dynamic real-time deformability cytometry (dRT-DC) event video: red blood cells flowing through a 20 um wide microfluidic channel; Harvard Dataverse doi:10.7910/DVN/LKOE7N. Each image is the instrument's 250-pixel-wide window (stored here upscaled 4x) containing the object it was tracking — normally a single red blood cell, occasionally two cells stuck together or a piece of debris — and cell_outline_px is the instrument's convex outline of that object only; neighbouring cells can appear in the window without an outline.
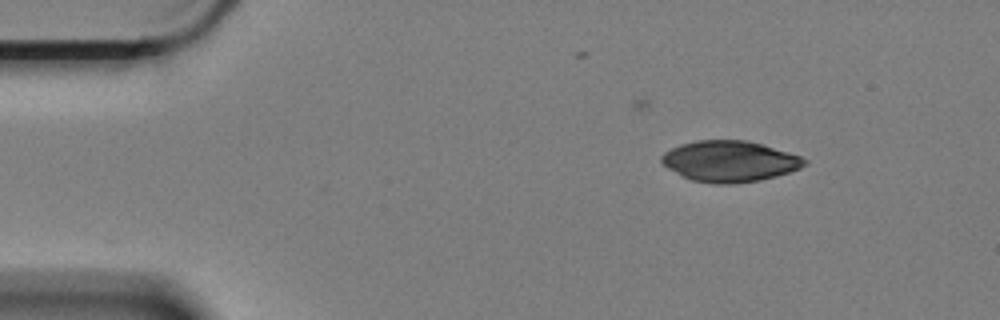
{"species": "Egyptian fruit bat (a non-hibernating species)", "species_latin": "Rousettus aegyptiacus", "temperature_condition": "cold", "stored_images_in_passage": 7, "camera_frame_rate_fps": 3000, "um_per_image_px": 0.085, "animal": {"sex": "female"}, "frame": {"image": 1, "passage_image": 1, "time_ms": 0.0, "image_size_px": [1000, 320], "cell_outline_px": [[808, 164], [800, 168], [776, 176], [760, 180], [732, 184], [716, 184], [692, 180], [668, 168], [660, 160], [660, 156], [664, 152], [680, 144], [696, 140], [748, 140], [788, 152], [800, 156], [808, 160]], "centroid_in_image_um": [62.03, 13.7], "position_along_channel_um": 23.0, "area_um2": 34.04}}